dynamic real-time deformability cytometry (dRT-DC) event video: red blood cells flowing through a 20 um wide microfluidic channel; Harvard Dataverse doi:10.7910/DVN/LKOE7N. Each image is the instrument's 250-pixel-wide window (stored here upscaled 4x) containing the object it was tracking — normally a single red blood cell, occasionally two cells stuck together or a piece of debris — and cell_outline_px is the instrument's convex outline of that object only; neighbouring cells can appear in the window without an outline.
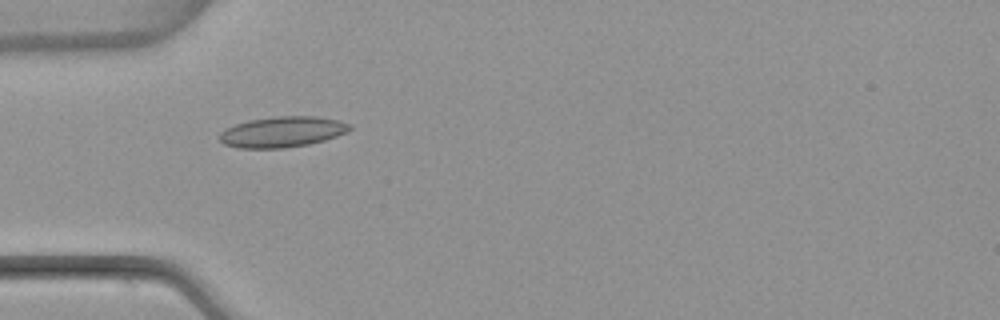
{"species": "common noctule bat (a hibernating species)", "species_latin": "Nyctalus noctula", "temperature_condition": "warm", "stored_images_in_passage": 7, "camera_frame_rate_fps": 3000, "um_per_image_px": 0.085, "animal": {"sex": "female", "body_mass_g": 22.7, "forearm_length_mm": 54.2}, "frame": {"image": 1, "passage_image": 5, "time_ms": 5.0, "image_size_px": [1000, 320], "cell_outline_px": [[352, 128], [348, 132], [324, 140], [308, 144], [284, 148], [240, 148], [224, 144], [220, 140], [220, 132], [224, 128], [248, 120], [276, 116], [316, 116], [336, 120], [352, 124]], "centroid_in_image_um": [24.0, 11.2], "position_along_channel_um": 61.0, "area_um2": 23.29}}
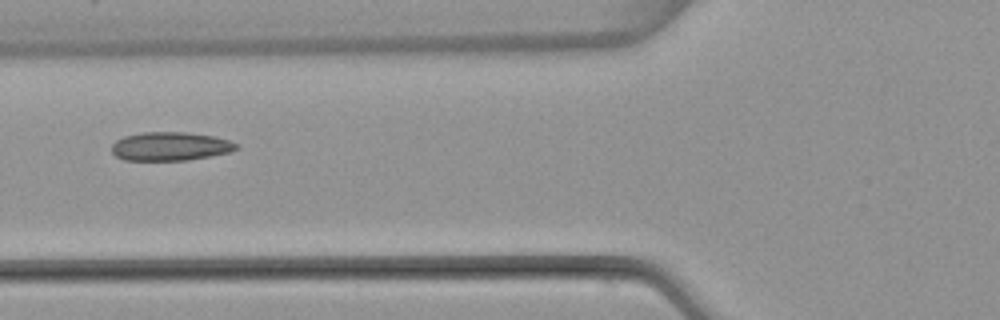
{"frame": {"image": 2, "passage_image": 6, "time_ms": 6.333, "image_size_px": [1000, 320], "cell_outline_px": [[240, 148], [228, 152], [188, 160], [124, 160], [116, 156], [112, 152], [112, 144], [116, 140], [124, 136], [144, 132], [188, 132], [216, 136], [240, 144]], "centroid_in_image_um": [14.49, 12.43], "position_along_channel_um": 111.3, "area_um2": 20.87}}
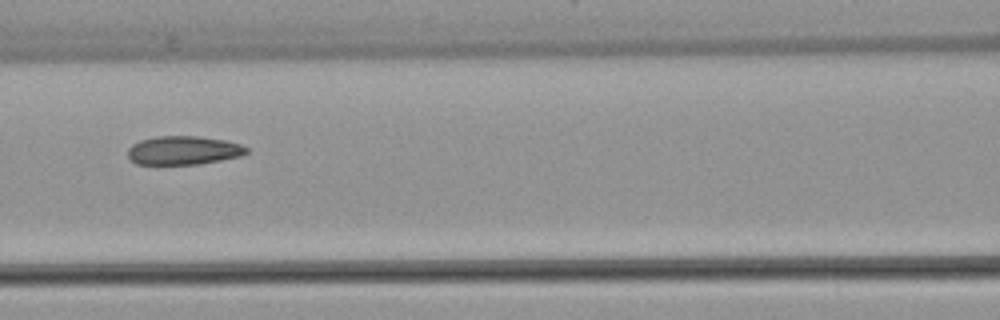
{"frame": {"image": 3, "passage_image": 7, "time_ms": 7.333, "image_size_px": [1000, 320], "cell_outline_px": [[248, 152], [240, 156], [200, 164], [136, 164], [128, 156], [128, 148], [132, 144], [140, 140], [156, 136], [196, 136], [224, 140], [240, 144], [248, 148]], "centroid_in_image_um": [15.58, 12.78], "position_along_channel_um": 151.0, "area_um2": 19.77}}